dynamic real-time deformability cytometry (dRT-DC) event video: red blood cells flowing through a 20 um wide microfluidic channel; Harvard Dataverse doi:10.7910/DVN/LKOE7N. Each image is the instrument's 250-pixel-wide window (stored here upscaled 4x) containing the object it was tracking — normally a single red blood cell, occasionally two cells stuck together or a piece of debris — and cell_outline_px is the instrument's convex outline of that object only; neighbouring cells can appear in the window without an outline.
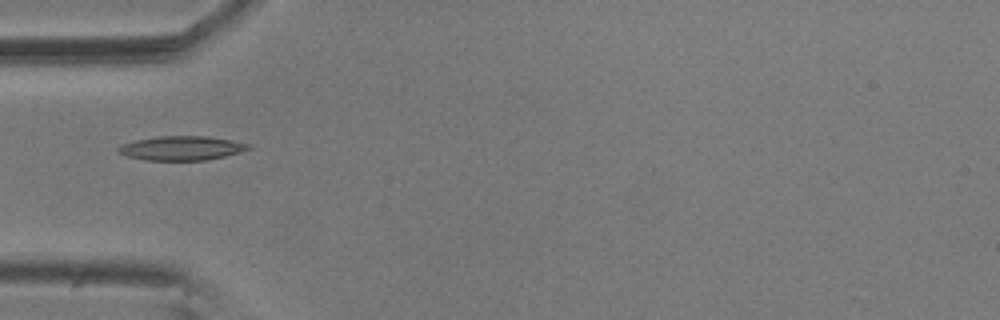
{"species": "common noctule bat (a hibernating species)", "species_latin": "Nyctalus noctula", "temperature_condition": "room temperature", "stored_images_in_passage": 7, "camera_frame_rate_fps": 3000, "um_per_image_px": 0.085, "animal": {"sex": "male", "body_mass_g": 20.5, "forearm_length_mm": 52.5}, "frame": {"image": 1, "passage_image": 6, "time_ms": 1.667, "image_size_px": [1000, 320], "cell_outline_px": [[252, 148], [240, 152], [208, 160], [144, 160], [128, 156], [116, 152], [116, 148], [124, 144], [136, 140], [160, 136], [208, 136], [232, 140], [248, 144]], "centroid_in_image_um": [15.43, 12.59], "position_along_channel_um": 69.6, "area_um2": 18.26}}